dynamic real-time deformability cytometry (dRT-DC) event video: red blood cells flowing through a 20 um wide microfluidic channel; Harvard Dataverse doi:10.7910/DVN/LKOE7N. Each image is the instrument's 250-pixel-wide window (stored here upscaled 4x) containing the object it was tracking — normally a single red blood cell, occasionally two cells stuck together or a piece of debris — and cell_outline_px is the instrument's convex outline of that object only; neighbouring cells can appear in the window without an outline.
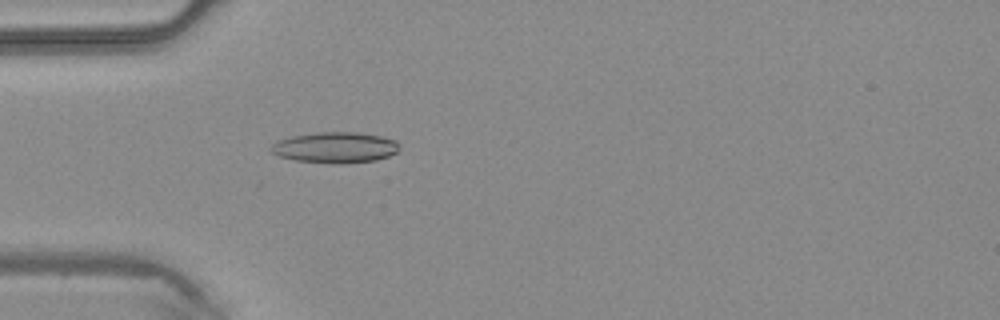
{"species": "common noctule bat (a hibernating species)", "species_latin": "Nyctalus noctula", "temperature_condition": "warm", "stored_images_in_passage": 43, "camera_frame_rate_fps": 3000, "um_per_image_px": 0.085, "animal": {"sex": "male", "body_mass_g": 20.4}, "frame": {"image": 1, "passage_image": 11, "time_ms": 3.333, "image_size_px": [1000, 320], "cell_outline_px": [[400, 148], [396, 152], [388, 156], [376, 160], [340, 164], [332, 164], [296, 160], [280, 156], [272, 152], [268, 148], [276, 140], [292, 136], [320, 132], [360, 132], [380, 136], [396, 140], [400, 144]], "centroid_in_image_um": [28.5, 12.53], "position_along_channel_um": 56.5, "area_um2": 23.24}}
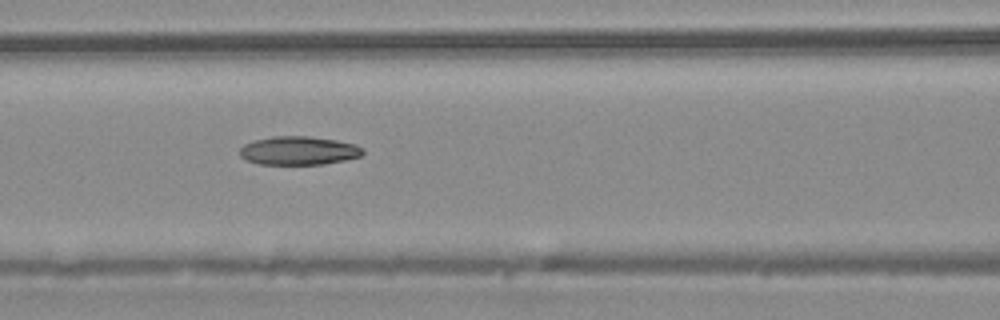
{"frame": {"image": 2, "passage_image": 17, "time_ms": 5.333, "image_size_px": [1000, 320], "cell_outline_px": [[364, 152], [360, 156], [344, 160], [324, 164], [256, 164], [244, 160], [240, 156], [240, 148], [244, 144], [256, 140], [272, 136], [308, 136], [336, 140], [356, 144], [364, 148]], "centroid_in_image_um": [25.37, 12.8], "position_along_channel_um": 141.2, "area_um2": 20.58}}
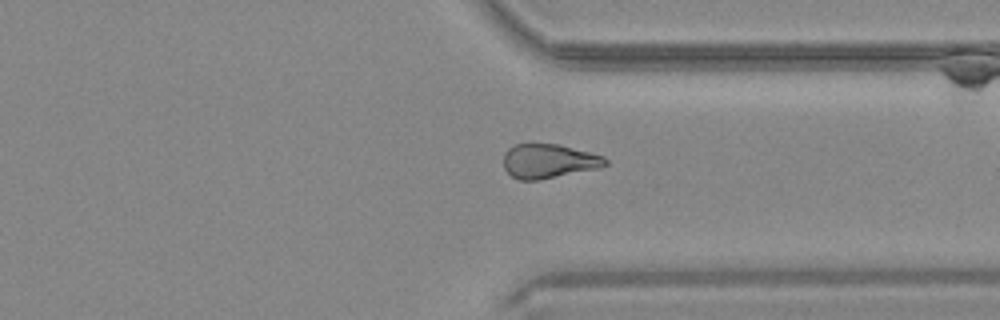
{"frame": {"image": 3, "passage_image": 32, "time_ms": 10.333, "image_size_px": [1000, 320], "cell_outline_px": [[608, 164], [600, 168], [540, 180], [520, 180], [512, 176], [504, 168], [504, 152], [508, 148], [516, 144], [560, 144], [604, 156], [608, 160]], "centroid_in_image_um": [46.66, 13.7], "position_along_channel_um": 364.7, "area_um2": 20.46}}